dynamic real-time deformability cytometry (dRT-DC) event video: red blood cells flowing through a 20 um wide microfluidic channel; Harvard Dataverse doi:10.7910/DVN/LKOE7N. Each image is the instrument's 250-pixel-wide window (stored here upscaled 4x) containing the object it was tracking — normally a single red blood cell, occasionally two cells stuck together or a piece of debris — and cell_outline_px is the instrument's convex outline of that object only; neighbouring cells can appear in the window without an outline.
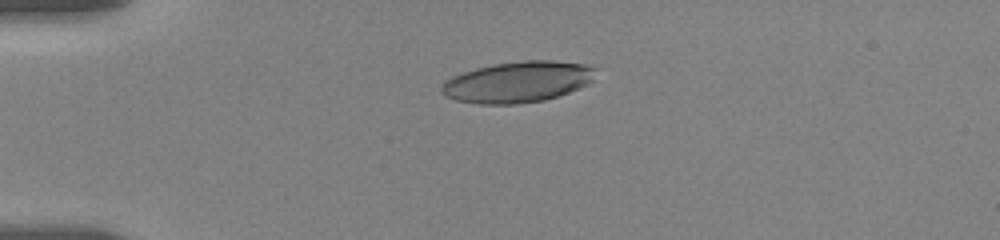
{"species": "human", "species_latin": "Homo sapiens", "temperature_condition": "room temperature", "stored_images_in_passage": 6, "camera_frame_rate_fps": 3000, "um_per_image_px": 0.085, "donor": {"sex": "female"}, "frame": {"image": 1, "passage_image": 1, "time_ms": 0.0, "image_size_px": [1000, 240], "cell_outline_px": [[596, 68], [592, 80], [588, 84], [568, 92], [544, 100], [516, 104], [480, 104], [456, 100], [444, 96], [440, 92], [440, 88], [452, 76], [476, 68], [492, 64], [524, 60], [552, 60], [584, 64]], "centroid_in_image_um": [43.99, 6.96], "position_along_channel_um": 41.0, "area_um2": 36.7}}
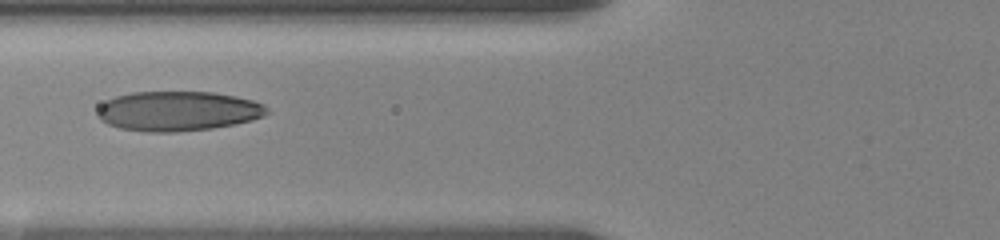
{"frame": {"image": 2, "passage_image": 4, "time_ms": 3.0, "image_size_px": [1000, 240], "cell_outline_px": [[268, 112], [264, 116], [252, 120], [212, 128], [176, 132], [148, 132], [120, 128], [108, 124], [100, 120], [96, 116], [96, 112], [100, 104], [116, 96], [132, 92], [212, 92], [236, 96], [252, 100], [264, 104], [268, 108]], "centroid_in_image_um": [15.1, 9.44], "position_along_channel_um": 110.7, "area_um2": 39.3}}
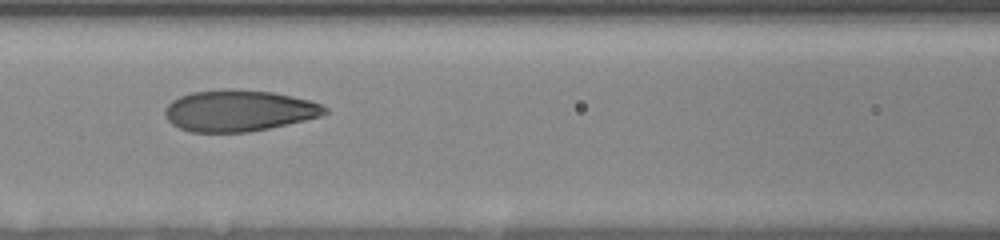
{"frame": {"image": 3, "passage_image": 5, "time_ms": 4.0, "image_size_px": [1000, 240], "cell_outline_px": [[328, 112], [320, 116], [304, 120], [268, 128], [248, 132], [188, 132], [172, 124], [164, 116], [164, 112], [168, 104], [172, 100], [180, 96], [192, 92], [272, 92], [292, 96], [308, 100], [320, 104], [328, 108]], "centroid_in_image_um": [20.28, 9.45], "position_along_channel_um": 146.3, "area_um2": 37.28}}